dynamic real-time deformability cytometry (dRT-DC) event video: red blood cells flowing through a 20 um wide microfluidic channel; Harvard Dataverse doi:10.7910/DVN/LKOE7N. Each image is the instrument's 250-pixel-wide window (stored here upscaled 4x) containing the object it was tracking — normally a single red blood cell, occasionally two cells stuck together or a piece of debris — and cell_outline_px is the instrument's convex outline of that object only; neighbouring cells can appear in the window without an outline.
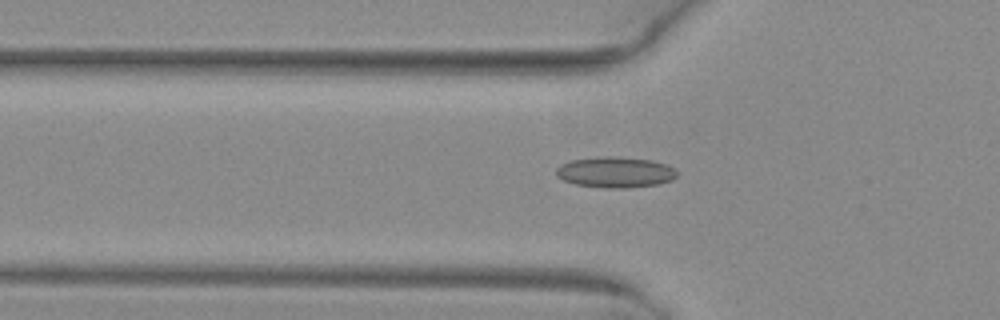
{"species": "common noctule bat (a hibernating species)", "species_latin": "Nyctalus noctula", "temperature_condition": "warm", "stored_images_in_passage": 40, "camera_frame_rate_fps": 3000, "um_per_image_px": 0.085, "animal": {"sex": "female", "body_mass_g": 29.2, "forearm_length_mm": 56.3}, "frame": {"image": 1, "passage_image": 10, "time_ms": 3.0, "image_size_px": [1000, 320], "cell_outline_px": [[676, 176], [672, 180], [660, 184], [624, 188], [604, 188], [576, 184], [564, 180], [556, 176], [556, 168], [560, 164], [572, 160], [600, 156], [612, 156], [652, 160], [668, 164], [676, 172]], "centroid_in_image_um": [52.29, 14.63], "position_along_channel_um": 73.5, "area_um2": 21.73}}
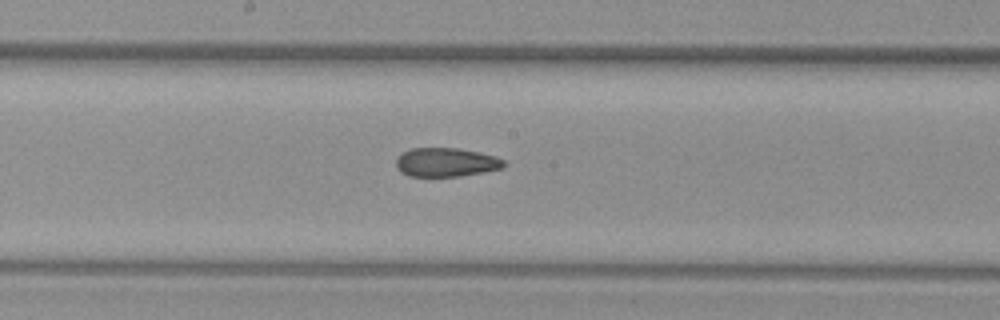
{"frame": {"image": 2, "passage_image": 20, "time_ms": 6.333, "image_size_px": [1000, 320], "cell_outline_px": [[504, 168], [484, 172], [460, 176], [408, 176], [400, 172], [396, 168], [396, 160], [400, 152], [408, 148], [456, 148], [480, 152], [496, 156], [504, 160]], "centroid_in_image_um": [37.88, 13.79], "position_along_channel_um": 210.3, "area_um2": 18.38}}
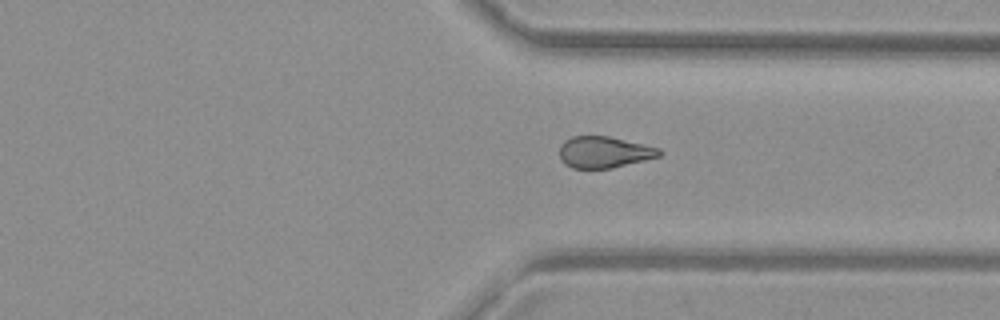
{"frame": {"image": 3, "passage_image": 31, "time_ms": 10.0, "image_size_px": [1000, 320], "cell_outline_px": [[664, 152], [660, 156], [612, 168], [572, 168], [564, 164], [560, 160], [560, 144], [564, 140], [572, 136], [608, 136], [644, 144], [660, 148]], "centroid_in_image_um": [51.34, 12.93], "position_along_channel_um": 360.1, "area_um2": 18.38}, "authors_computed_cell_mechanics": {"area_um2": 19.1029, "velocity_mm_per_s": 4.0881, "shape_relaxation_time_tau1_ms": null, "shape_relaxation_time_tau2_ms": 6.2013, "deformation_change_tau1": null, "deformation_change_tau2": 0.1304}}